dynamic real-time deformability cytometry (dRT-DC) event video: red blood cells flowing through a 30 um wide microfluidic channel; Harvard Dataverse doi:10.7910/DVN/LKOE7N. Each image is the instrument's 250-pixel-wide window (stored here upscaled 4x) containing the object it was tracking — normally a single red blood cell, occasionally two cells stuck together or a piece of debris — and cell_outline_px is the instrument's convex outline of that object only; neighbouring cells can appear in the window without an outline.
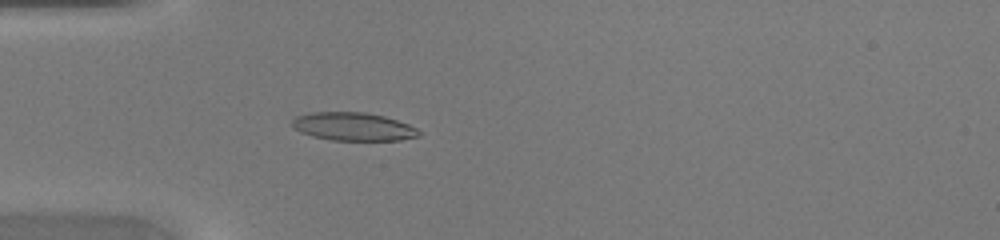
{"species": "common noctule bat (a hibernating species)", "species_latin": "Nyctalus noctula", "temperature_condition": "warm", "stored_images_in_passage": 47, "camera_frame_rate_fps": 3000, "um_per_image_px": 0.085, "animal": {"sex": "female", "body_mass_g": 20.0, "forearm_length_mm": 54.0}, "frame": {"image": 1, "passage_image": 15, "time_ms": 4.667, "image_size_px": [1000, 240], "cell_outline_px": [[420, 136], [400, 140], [332, 140], [312, 136], [300, 132], [292, 128], [292, 120], [296, 116], [312, 112], [364, 112], [384, 116], [408, 124], [416, 128], [420, 132]], "centroid_in_image_um": [30.0, 10.76], "position_along_channel_um": 55.0, "area_um2": 20.81}}
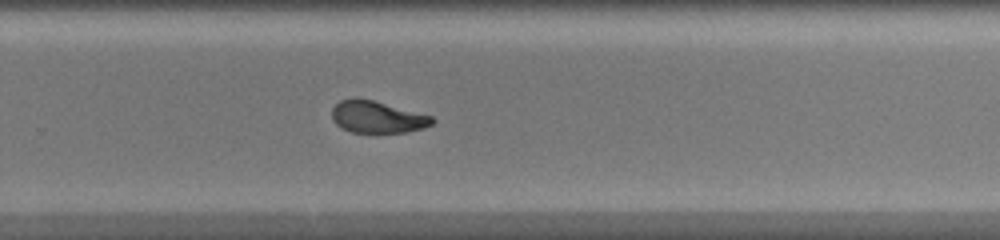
{"frame": {"image": 2, "passage_image": 32, "time_ms": 10.333, "image_size_px": [1000, 240], "cell_outline_px": [[436, 120], [432, 124], [424, 128], [404, 132], [352, 132], [336, 124], [332, 120], [332, 108], [340, 100], [372, 100], [432, 116]], "centroid_in_image_um": [32.09, 9.97], "position_along_channel_um": 297.7, "area_um2": 18.15}}
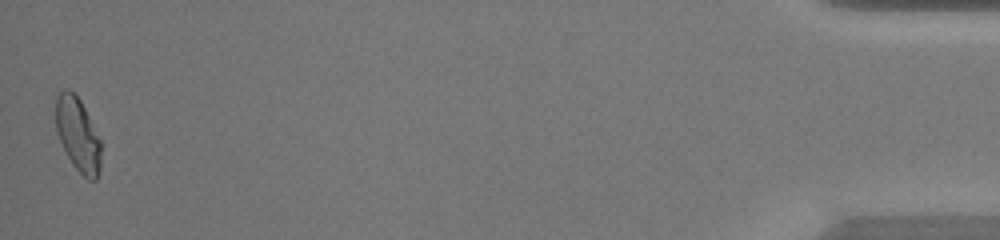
{"frame": {"image": 3, "passage_image": 47, "time_ms": 15.333, "image_size_px": [1000, 240], "cell_outline_px": [[100, 172], [96, 180], [88, 180], [72, 164], [56, 132], [56, 96], [64, 88], [68, 88], [80, 100], [100, 140]], "centroid_in_image_um": [6.61, 11.44], "position_along_channel_um": 428.6, "area_um2": 19.13}}